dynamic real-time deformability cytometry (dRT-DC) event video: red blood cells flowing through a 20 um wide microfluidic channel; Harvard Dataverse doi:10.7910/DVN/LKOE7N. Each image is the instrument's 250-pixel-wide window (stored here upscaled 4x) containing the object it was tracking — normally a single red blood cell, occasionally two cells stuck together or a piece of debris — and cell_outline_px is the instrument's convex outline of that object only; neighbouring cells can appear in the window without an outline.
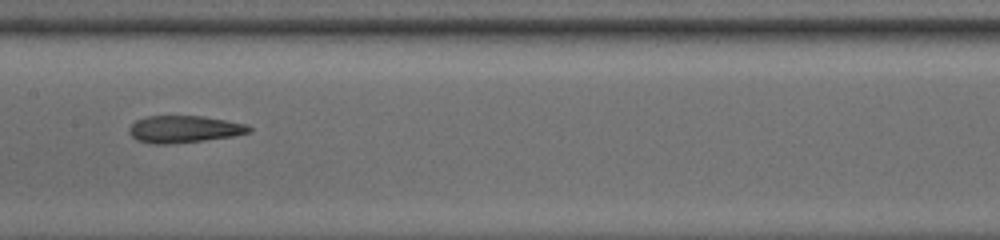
{"species": "common noctule bat (a hibernating species)", "species_latin": "Nyctalus noctula", "temperature_condition": "room temperature", "stored_images_in_passage": 21, "camera_frame_rate_fps": 3000, "um_per_image_px": 0.085, "animal": {"sex": "male", "body_mass_g": 13.0, "forearm_length_mm": 53.1}, "frame": {"image": 1, "passage_image": 12, "time_ms": 3.667, "image_size_px": [1000, 240], "cell_outline_px": [[252, 132], [232, 136], [204, 140], [168, 144], [152, 144], [136, 140], [128, 132], [128, 128], [136, 120], [148, 116], [204, 116], [248, 124], [252, 128]], "centroid_in_image_um": [15.65, 10.98], "position_along_channel_um": 191.7, "area_um2": 19.02}}
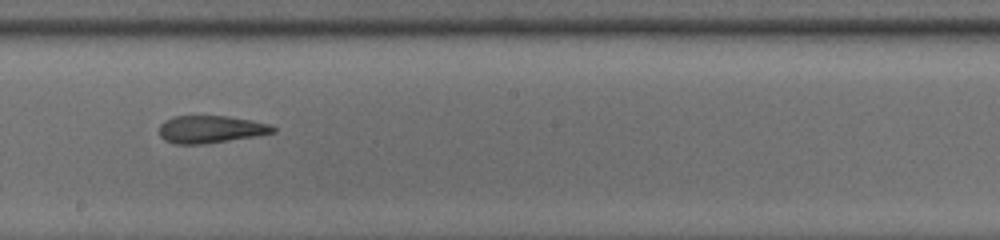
{"frame": {"image": 2, "passage_image": 15, "time_ms": 4.667, "image_size_px": [1000, 240], "cell_outline_px": [[276, 132], [256, 136], [204, 144], [176, 144], [164, 140], [160, 136], [160, 124], [164, 120], [172, 116], [228, 116], [252, 120], [268, 124], [276, 128]], "centroid_in_image_um": [17.89, 10.99], "position_along_channel_um": 230.3, "area_um2": 18.26}}